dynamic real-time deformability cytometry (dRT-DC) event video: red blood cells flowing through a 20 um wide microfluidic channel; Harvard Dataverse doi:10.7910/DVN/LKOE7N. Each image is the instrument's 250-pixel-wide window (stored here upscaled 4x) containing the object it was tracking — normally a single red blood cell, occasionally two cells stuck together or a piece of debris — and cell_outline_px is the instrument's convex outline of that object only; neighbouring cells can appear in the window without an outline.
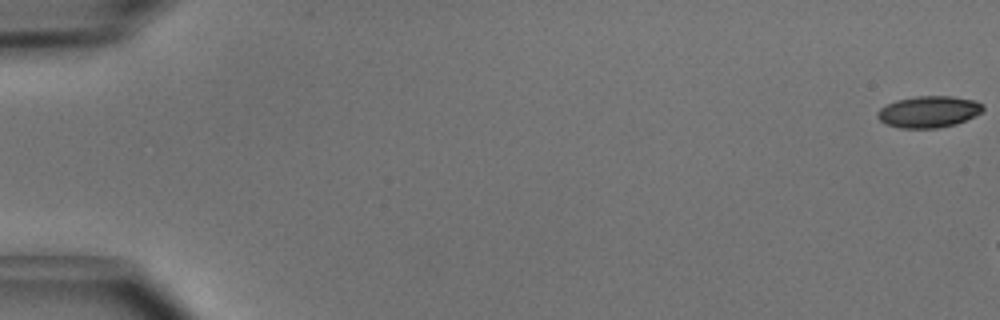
{"species": "common noctule bat (a hibernating species)", "species_latin": "Nyctalus noctula", "temperature_condition": "cold", "stored_images_in_passage": 3, "camera_frame_rate_fps": 3000, "um_per_image_px": 0.085, "animal": {"sex": "male", "body_mass_g": 15.6}, "frame": {"image": 1, "passage_image": 1, "time_ms": 0.0, "image_size_px": [1000, 320], "cell_outline_px": [[984, 108], [980, 112], [956, 124], [936, 128], [900, 128], [888, 124], [880, 120], [876, 116], [876, 112], [880, 108], [896, 100], [916, 96], [952, 96], [976, 100], [984, 104]], "centroid_in_image_um": [78.93, 9.49], "position_along_channel_um": 6.1, "area_um2": 19.31}}